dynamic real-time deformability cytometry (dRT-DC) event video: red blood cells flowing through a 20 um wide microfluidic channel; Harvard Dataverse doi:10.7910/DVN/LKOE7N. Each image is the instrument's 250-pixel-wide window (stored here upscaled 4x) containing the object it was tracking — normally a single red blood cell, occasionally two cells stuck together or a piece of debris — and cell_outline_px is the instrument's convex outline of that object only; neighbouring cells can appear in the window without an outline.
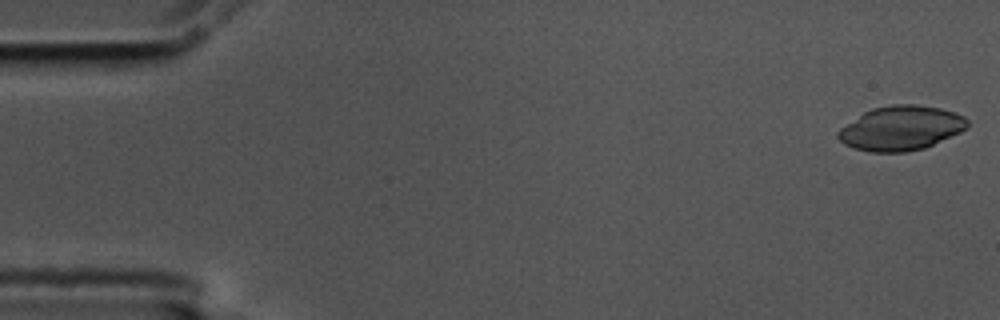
{"species": "common noctule bat (a hibernating species)", "species_latin": "Nyctalus noctula", "temperature_condition": "cold", "stored_images_in_passage": 3, "camera_frame_rate_fps": 3000, "um_per_image_px": 0.085, "animal": {"sex": "male", "body_mass_g": 17.5, "forearm_length_mm": 52.3}, "frame": {"image": 1, "passage_image": 1, "time_ms": 0.0, "image_size_px": [1000, 320], "cell_outline_px": [[968, 128], [960, 132], [924, 148], [904, 152], [868, 152], [844, 144], [836, 136], [836, 132], [840, 128], [864, 112], [872, 108], [892, 104], [916, 104], [940, 108], [956, 112], [964, 116], [968, 120]], "centroid_in_image_um": [76.58, 10.88], "position_along_channel_um": 8.4, "area_um2": 33.52}}